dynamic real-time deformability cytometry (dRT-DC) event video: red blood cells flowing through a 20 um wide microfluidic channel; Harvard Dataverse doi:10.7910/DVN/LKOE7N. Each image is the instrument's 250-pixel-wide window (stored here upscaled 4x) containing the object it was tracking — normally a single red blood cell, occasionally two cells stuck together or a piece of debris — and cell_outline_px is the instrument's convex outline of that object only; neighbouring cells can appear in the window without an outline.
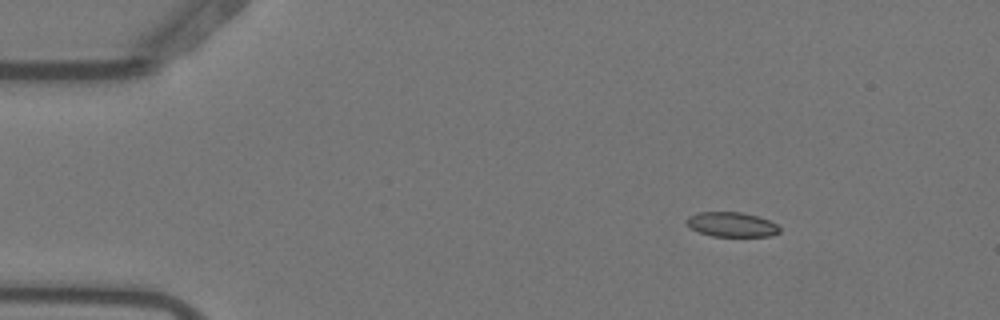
{"species": "Egyptian fruit bat (a non-hibernating species)", "species_latin": "Rousettus aegyptiacus", "temperature_condition": "warm", "stored_images_in_passage": 5, "camera_frame_rate_fps": 3000, "um_per_image_px": 0.085, "animal": {"sex": "female"}, "frame": {"image": 1, "passage_image": 2, "time_ms": 0.333, "image_size_px": [1000, 320], "cell_outline_px": [[780, 232], [772, 236], [712, 236], [700, 232], [692, 228], [684, 220], [688, 216], [696, 212], [744, 212], [768, 220], [776, 224], [780, 228]], "centroid_in_image_um": [62.19, 19.07], "position_along_channel_um": 22.8, "area_um2": 13.35}}
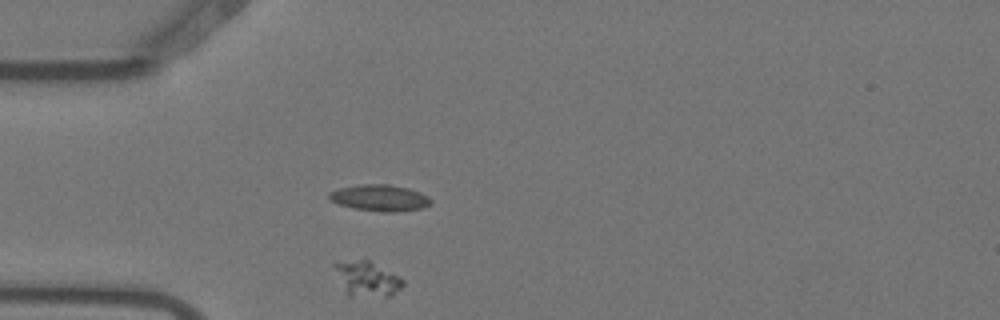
{"frame": {"image": 2, "passage_image": 4, "time_ms": 1.0, "image_size_px": [1000, 320], "cell_outline_px": [[404, 284], [392, 296], [348, 296], [332, 264], [360, 260], [368, 260], [400, 276], [404, 280]], "centroid_in_image_um": [31.24, 23.72], "position_along_channel_um": 53.8, "area_um2": 13.58}}